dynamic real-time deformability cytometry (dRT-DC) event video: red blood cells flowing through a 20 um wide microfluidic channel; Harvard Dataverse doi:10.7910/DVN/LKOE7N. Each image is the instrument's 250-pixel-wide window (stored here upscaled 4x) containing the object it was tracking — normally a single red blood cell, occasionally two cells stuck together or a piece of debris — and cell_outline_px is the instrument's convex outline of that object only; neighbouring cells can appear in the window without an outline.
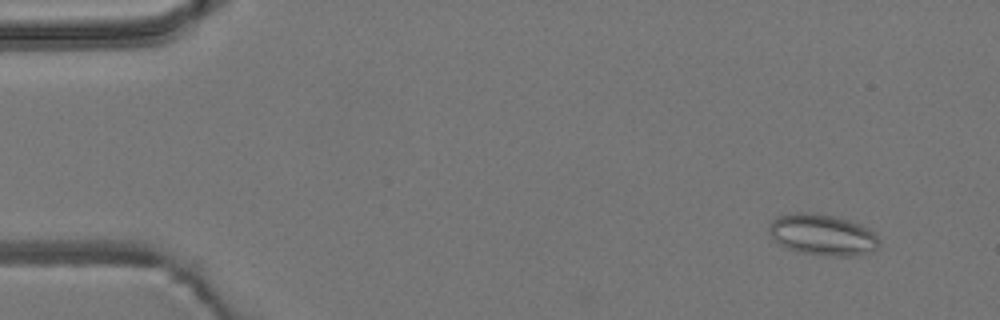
{"species": "common noctule bat (a hibernating species)", "species_latin": "Nyctalus noctula", "temperature_condition": "room temperature", "stored_images_in_passage": 22, "camera_frame_rate_fps": 3000, "um_per_image_px": 0.085, "animal": {"sex": "male", "body_mass_g": 19.2, "forearm_length_mm": 51.8}, "frame": {"image": 1, "passage_image": 5, "time_ms": 1.333, "image_size_px": [1000, 320], "cell_outline_px": [[880, 244], [872, 252], [856, 256], [824, 256], [796, 252], [776, 244], [768, 232], [768, 228], [772, 220], [776, 216], [796, 212], [808, 212], [832, 216], [848, 220], [860, 224], [868, 228], [880, 240]], "centroid_in_image_um": [69.87, 19.98], "position_along_channel_um": 15.1, "area_um2": 26.88}}